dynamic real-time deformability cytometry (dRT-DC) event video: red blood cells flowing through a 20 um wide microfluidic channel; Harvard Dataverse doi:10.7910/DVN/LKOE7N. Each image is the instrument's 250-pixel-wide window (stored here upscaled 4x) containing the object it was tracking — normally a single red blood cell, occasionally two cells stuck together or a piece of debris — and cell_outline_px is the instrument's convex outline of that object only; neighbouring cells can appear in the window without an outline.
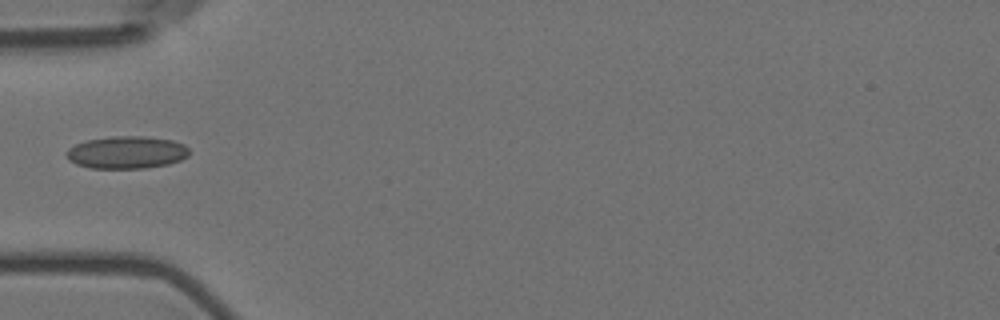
{"species": "Egyptian fruit bat (a non-hibernating species)", "species_latin": "Rousettus aegyptiacus", "temperature_condition": "room temperature", "stored_images_in_passage": 7, "camera_frame_rate_fps": 3000, "um_per_image_px": 0.085, "animal": {"sex": "female"}, "frame": {"image": 1, "passage_image": 5, "time_ms": 1.333, "image_size_px": [1000, 320], "cell_outline_px": [[188, 156], [180, 160], [168, 164], [144, 168], [92, 168], [76, 164], [68, 160], [64, 152], [68, 148], [76, 144], [88, 140], [112, 136], [144, 136], [172, 140], [184, 144], [188, 148]], "centroid_in_image_um": [10.74, 12.95], "position_along_channel_um": 74.3, "area_um2": 23.24}}
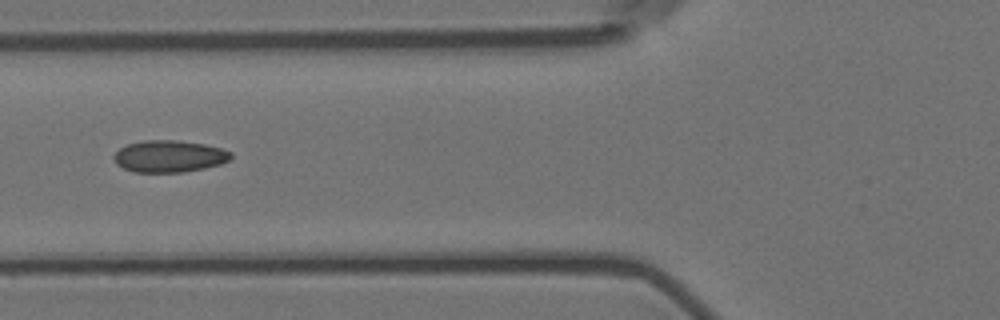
{"frame": {"image": 2, "passage_image": 6, "time_ms": 1.667, "image_size_px": [1000, 320], "cell_outline_px": [[232, 156], [228, 160], [220, 164], [204, 168], [184, 172], [132, 172], [116, 164], [112, 156], [120, 148], [128, 144], [144, 140], [176, 140], [204, 144], [220, 148], [232, 152]], "centroid_in_image_um": [14.36, 13.28], "position_along_channel_um": 111.4, "area_um2": 21.73}}
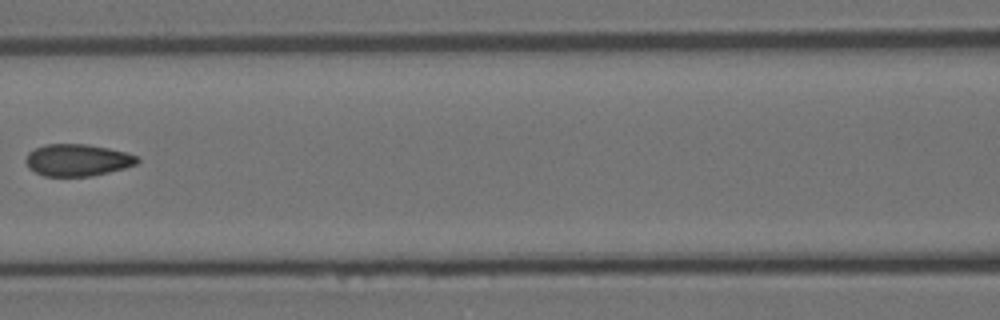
{"frame": {"image": 3, "passage_image": 7, "time_ms": 2.0, "image_size_px": [1000, 320], "cell_outline_px": [[140, 160], [136, 164], [124, 168], [92, 176], [44, 176], [28, 168], [24, 160], [28, 152], [44, 144], [88, 144], [108, 148], [140, 156]], "centroid_in_image_um": [6.57, 13.6], "position_along_channel_um": 160.0, "area_um2": 20.87}}